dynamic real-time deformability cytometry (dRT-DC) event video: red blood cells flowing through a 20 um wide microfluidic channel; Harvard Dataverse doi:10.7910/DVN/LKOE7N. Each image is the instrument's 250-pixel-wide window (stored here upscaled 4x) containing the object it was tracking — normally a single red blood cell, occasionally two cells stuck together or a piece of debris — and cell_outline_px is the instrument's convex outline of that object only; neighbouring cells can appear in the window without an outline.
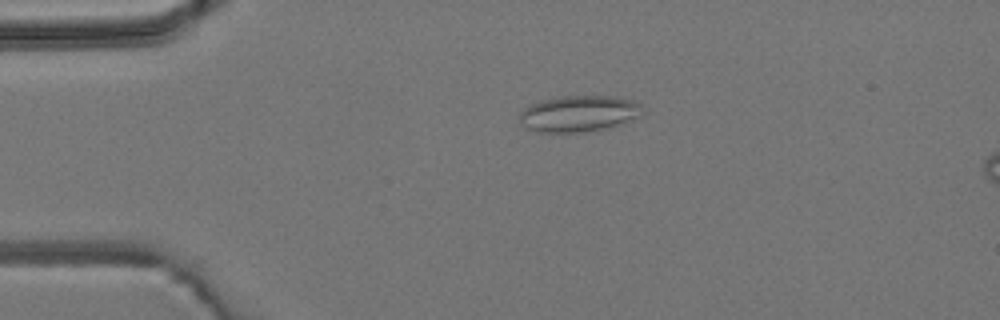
{"species": "common noctule bat (a hibernating species)", "species_latin": "Nyctalus noctula", "temperature_condition": "room temperature", "stored_images_in_passage": 5, "camera_frame_rate_fps": 3000, "um_per_image_px": 0.085, "animal": {"sex": "male", "body_mass_g": 19.2, "forearm_length_mm": 51.8}, "frame": {"image": 1, "passage_image": 3, "time_ms": 2.333, "image_size_px": [1000, 320], "cell_outline_px": [[640, 104], [636, 116], [608, 128], [584, 132], [552, 136], [536, 132], [524, 128], [520, 120], [520, 112], [524, 108], [540, 100], [560, 96], [612, 96], [632, 100]], "centroid_in_image_um": [49.04, 9.7], "position_along_channel_um": 36.0, "area_um2": 26.24}}